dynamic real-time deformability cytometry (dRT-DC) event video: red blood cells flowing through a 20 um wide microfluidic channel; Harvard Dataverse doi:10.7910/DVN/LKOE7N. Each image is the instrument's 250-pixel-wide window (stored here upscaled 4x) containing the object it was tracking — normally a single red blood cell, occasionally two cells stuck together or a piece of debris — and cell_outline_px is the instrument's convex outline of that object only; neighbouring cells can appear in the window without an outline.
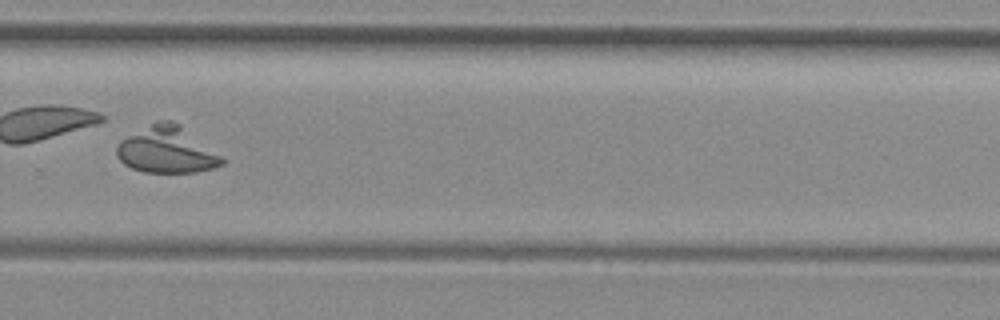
{"species": "common noctule bat (a hibernating species)", "species_latin": "Nyctalus noctula", "temperature_condition": "room temperature", "stored_images_in_passage": 37, "camera_frame_rate_fps": 3000, "um_per_image_px": 0.085, "animal": {"sex": "female", "body_mass_g": 29.2, "forearm_length_mm": 56.3}, "frame": {"image": 1, "passage_image": 27, "time_ms": 8.667, "image_size_px": [1000, 320], "cell_outline_px": [[224, 164], [212, 168], [196, 172], [144, 172], [132, 168], [124, 164], [116, 156], [116, 148], [128, 136], [156, 120], [168, 120], [180, 124], [220, 156], [224, 160]], "centroid_in_image_um": [14.16, 12.74], "position_along_channel_um": 315.6, "area_um2": 28.03}}